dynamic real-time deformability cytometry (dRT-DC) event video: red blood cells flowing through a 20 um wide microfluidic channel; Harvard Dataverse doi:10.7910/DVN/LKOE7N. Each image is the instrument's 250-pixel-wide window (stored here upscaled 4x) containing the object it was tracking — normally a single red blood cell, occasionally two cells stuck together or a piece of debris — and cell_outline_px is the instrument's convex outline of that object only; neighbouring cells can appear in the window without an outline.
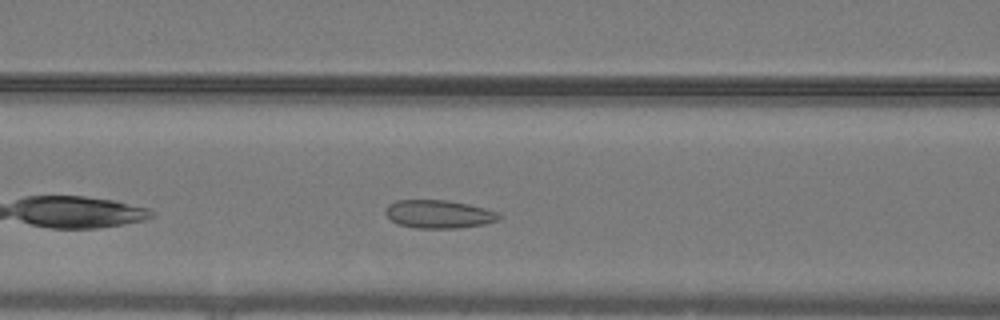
{"species": "common noctule bat (a hibernating species)", "species_latin": "Nyctalus noctula", "temperature_condition": "warm", "stored_images_in_passage": 30, "camera_frame_rate_fps": 3000, "um_per_image_px": 0.085, "animal": {"sex": "male", "body_mass_g": 19.2, "forearm_length_mm": 51.8}, "frame": {"image": 1, "passage_image": 8, "time_ms": 2.333, "image_size_px": [1000, 320], "cell_outline_px": [[500, 220], [484, 224], [456, 228], [416, 228], [396, 224], [384, 212], [388, 204], [396, 200], [448, 200], [468, 204], [484, 208], [496, 212], [500, 216]], "centroid_in_image_um": [37.27, 18.2], "position_along_channel_um": 129.3, "area_um2": 18.61}}
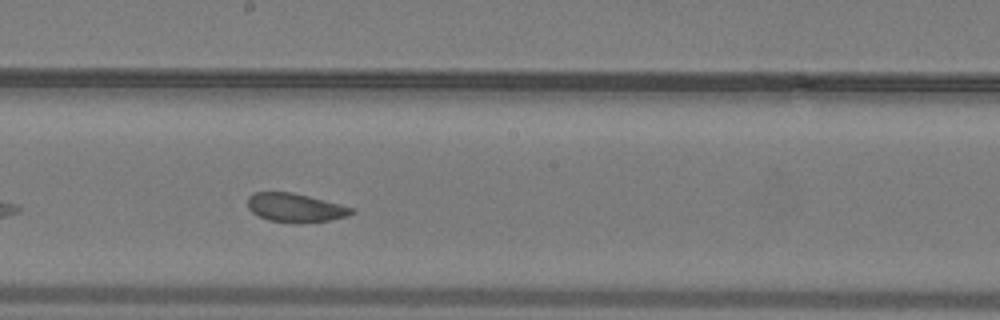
{"frame": {"image": 2, "passage_image": 15, "time_ms": 4.667, "image_size_px": [1000, 320], "cell_outline_px": [[356, 212], [348, 216], [332, 220], [300, 224], [268, 220], [252, 212], [248, 208], [248, 196], [252, 192], [292, 192], [356, 208]], "centroid_in_image_um": [25.14, 17.67], "position_along_channel_um": 223.1, "area_um2": 17.69}}
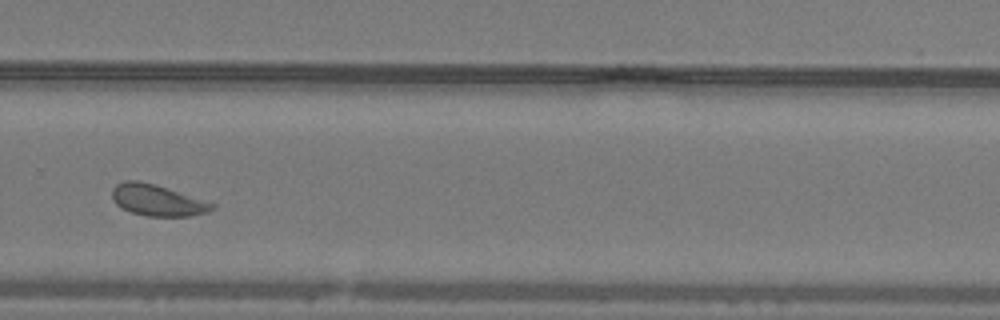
{"frame": {"image": 3, "passage_image": 22, "time_ms": 7.0, "image_size_px": [1000, 320], "cell_outline_px": [[216, 208], [208, 212], [192, 216], [148, 216], [132, 212], [116, 204], [112, 200], [112, 188], [116, 184], [124, 180], [136, 180], [156, 184], [216, 204]], "centroid_in_image_um": [13.38, 17.01], "position_along_channel_um": 316.4, "area_um2": 18.26}, "authors_computed_cell_mechanics": {"area_um2": 18.0336, "velocity_mm_per_s": 4.0248, "shape_relaxation_time_tau1_ms": null, "shape_relaxation_time_tau2_ms": 1.2543, "deformation_change_tau1": null, "deformation_change_tau2": 0.0747}}